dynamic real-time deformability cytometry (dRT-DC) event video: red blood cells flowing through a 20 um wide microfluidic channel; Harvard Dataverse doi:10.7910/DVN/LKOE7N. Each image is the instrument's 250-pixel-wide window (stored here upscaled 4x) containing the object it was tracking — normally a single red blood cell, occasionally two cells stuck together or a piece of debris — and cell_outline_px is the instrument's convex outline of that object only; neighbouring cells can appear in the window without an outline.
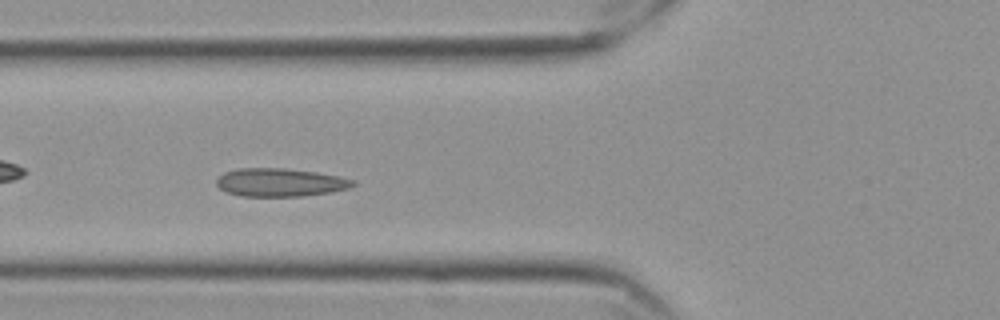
{"species": "Egyptian fruit bat (a non-hibernating species)", "species_latin": "Rousettus aegyptiacus", "temperature_condition": "cold", "stored_images_in_passage": 42, "camera_frame_rate_fps": 3000, "um_per_image_px": 0.085, "frame": {"image": 1, "passage_image": 14, "time_ms": 4.333, "image_size_px": [1000, 320], "cell_outline_px": [[356, 184], [348, 188], [332, 192], [304, 196], [240, 196], [224, 192], [216, 184], [216, 180], [224, 172], [240, 168], [284, 168], [316, 172], [356, 180]], "centroid_in_image_um": [23.8, 15.51], "position_along_channel_um": 102.0, "area_um2": 22.48}}
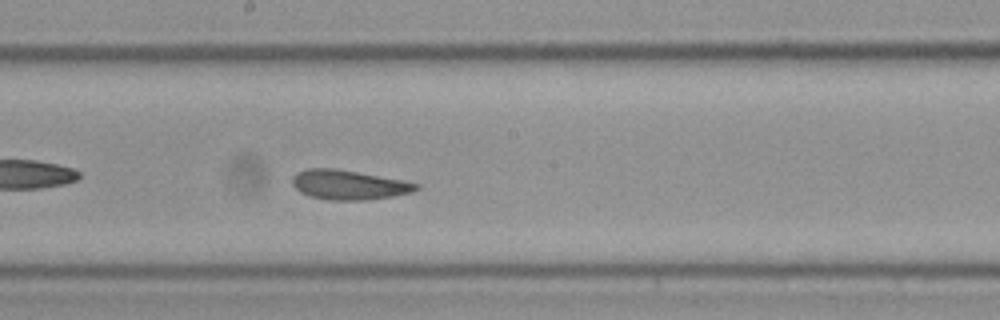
{"frame": {"image": 2, "passage_image": 24, "time_ms": 7.667, "image_size_px": [1000, 320], "cell_outline_px": [[420, 188], [412, 192], [392, 196], [368, 200], [328, 200], [308, 196], [300, 192], [292, 184], [292, 180], [300, 172], [308, 168], [332, 168], [404, 180], [420, 184]], "centroid_in_image_um": [29.68, 15.72], "position_along_channel_um": 218.5, "area_um2": 21.15}}
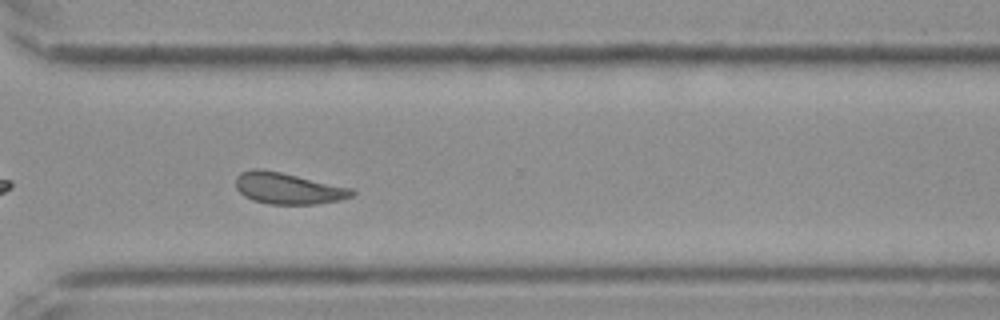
{"frame": {"image": 3, "passage_image": 35, "time_ms": 11.333, "image_size_px": [1000, 320], "cell_outline_px": [[356, 192], [352, 196], [340, 200], [316, 204], [268, 204], [252, 200], [244, 196], [236, 188], [236, 176], [240, 172], [252, 168], [260, 168], [280, 172], [352, 188]], "centroid_in_image_um": [24.45, 16.01], "position_along_channel_um": 346.1, "area_um2": 21.27}, "authors_computed_cell_mechanics": {"area_um2": 21.9351, "velocity_mm_per_s": 3.489, "shape_relaxation_time_tau1_ms": null, "shape_relaxation_time_tau2_ms": 1.8993, "deformation_change_tau1": null, "deformation_change_tau2": 0.0783}}